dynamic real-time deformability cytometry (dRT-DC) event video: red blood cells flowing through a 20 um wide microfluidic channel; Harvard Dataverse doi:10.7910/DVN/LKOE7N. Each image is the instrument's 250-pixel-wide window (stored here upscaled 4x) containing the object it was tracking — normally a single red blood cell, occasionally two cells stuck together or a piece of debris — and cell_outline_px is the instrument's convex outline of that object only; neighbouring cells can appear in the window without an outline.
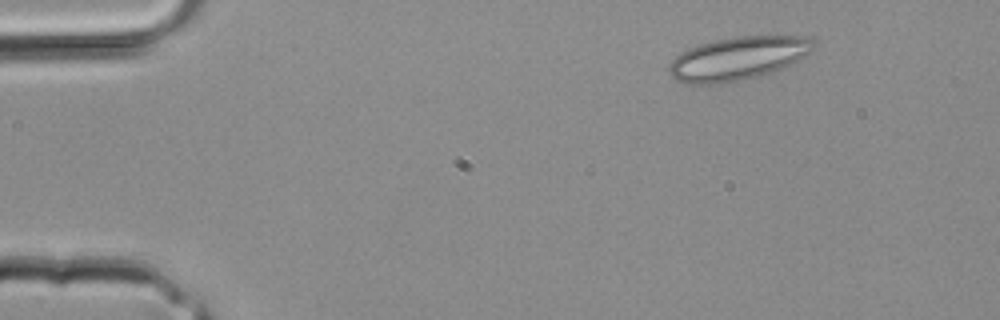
{"species": "common noctule bat (a hibernating species)", "species_latin": "Nyctalus noctula", "temperature_condition": "room temperature", "stored_images_in_passage": 2, "camera_frame_rate_fps": 3000, "um_per_image_px": 0.085, "animal": {"sex": "male", "body_mass_g": 20.4}, "frame": {"image": 1, "passage_image": 1, "time_ms": 0.0, "image_size_px": [1000, 320], "cell_outline_px": [[816, 48], [792, 64], [784, 68], [772, 72], [724, 84], [688, 84], [676, 80], [668, 72], [668, 64], [680, 52], [700, 44], [716, 40], [736, 36], [804, 36], [812, 40]], "centroid_in_image_um": [62.71, 4.97], "position_along_channel_um": 22.3, "area_um2": 36.53}}